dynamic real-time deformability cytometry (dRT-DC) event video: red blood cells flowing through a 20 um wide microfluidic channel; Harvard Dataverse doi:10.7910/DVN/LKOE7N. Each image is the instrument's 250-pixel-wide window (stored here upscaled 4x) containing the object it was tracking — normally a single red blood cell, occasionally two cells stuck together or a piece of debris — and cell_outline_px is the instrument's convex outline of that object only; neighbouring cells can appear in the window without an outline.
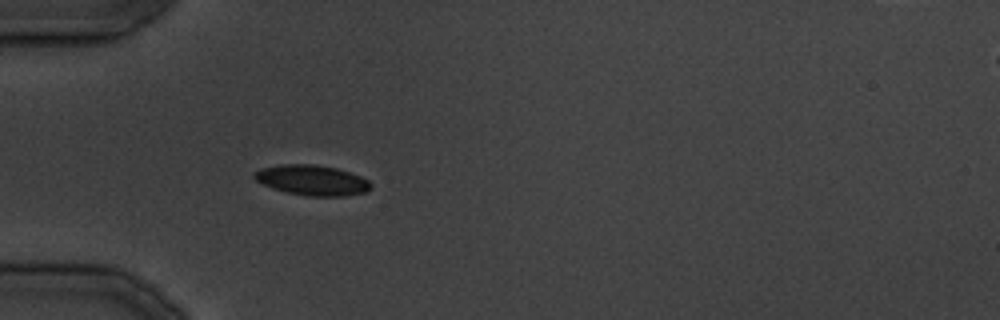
{"species": "common noctule bat (a hibernating species)", "species_latin": "Nyctalus noctula", "temperature_condition": "cold", "stored_images_in_passage": 11, "camera_frame_rate_fps": 3000, "um_per_image_px": 0.085, "animal": {"sex": "male", "body_mass_g": 19.5, "forearm_length_mm": 54.6}, "frame": {"image": 1, "passage_image": 11, "time_ms": 12.333, "image_size_px": [1000, 320], "cell_outline_px": [[372, 188], [364, 192], [344, 196], [308, 196], [288, 192], [272, 188], [256, 180], [252, 176], [252, 172], [260, 168], [280, 164], [316, 164], [336, 168], [360, 176], [368, 180], [372, 184]], "centroid_in_image_um": [26.5, 15.3], "position_along_channel_um": 58.5, "area_um2": 20.58}}